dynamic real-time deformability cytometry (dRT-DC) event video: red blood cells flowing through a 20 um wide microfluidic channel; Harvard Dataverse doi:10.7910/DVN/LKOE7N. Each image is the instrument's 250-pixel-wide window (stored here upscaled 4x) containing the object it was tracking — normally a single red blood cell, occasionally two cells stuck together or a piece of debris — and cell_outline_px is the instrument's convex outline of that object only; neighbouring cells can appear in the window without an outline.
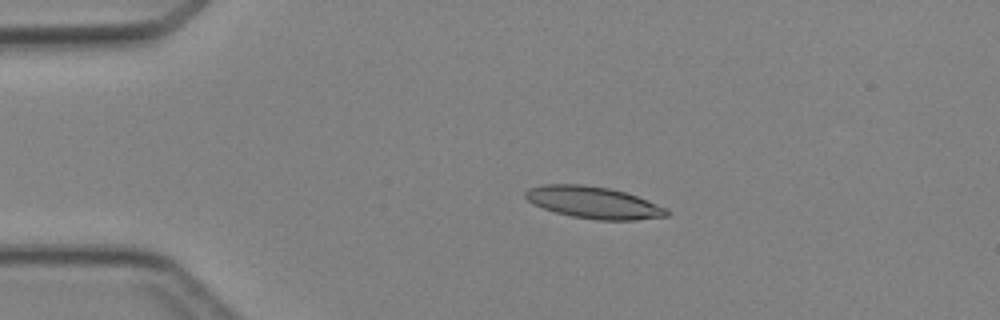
{"species": "Egyptian fruit bat (a non-hibernating species)", "species_latin": "Rousettus aegyptiacus", "temperature_condition": "cold", "stored_images_in_passage": 3, "camera_frame_rate_fps": 3000, "um_per_image_px": 0.085, "animal": {"sex": "female"}, "frame": {"image": 1, "passage_image": 2, "time_ms": 2.0, "image_size_px": [1000, 320], "cell_outline_px": [[672, 212], [668, 216], [636, 220], [596, 220], [572, 216], [556, 212], [532, 204], [524, 196], [524, 192], [528, 188], [544, 184], [580, 184], [608, 188], [624, 192], [636, 196], [668, 208]], "centroid_in_image_um": [50.46, 17.22], "position_along_channel_um": 34.5, "area_um2": 26.3}}